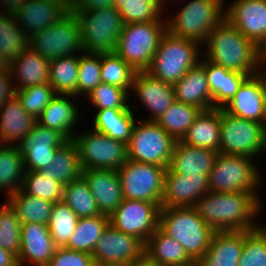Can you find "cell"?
<instances>
[{"label":"cell","instance_id":"1","mask_svg":"<svg viewBox=\"0 0 266 266\" xmlns=\"http://www.w3.org/2000/svg\"><path fill=\"white\" fill-rule=\"evenodd\" d=\"M258 193L207 192L193 207L214 232L252 231L262 225V221L256 222L263 210Z\"/></svg>","mask_w":266,"mask_h":266},{"label":"cell","instance_id":"2","mask_svg":"<svg viewBox=\"0 0 266 266\" xmlns=\"http://www.w3.org/2000/svg\"><path fill=\"white\" fill-rule=\"evenodd\" d=\"M203 58L225 69L255 75L261 62V48L245 37L225 18L208 35Z\"/></svg>","mask_w":266,"mask_h":266},{"label":"cell","instance_id":"3","mask_svg":"<svg viewBox=\"0 0 266 266\" xmlns=\"http://www.w3.org/2000/svg\"><path fill=\"white\" fill-rule=\"evenodd\" d=\"M159 228L178 241L194 262L206 254L214 233L193 206L161 208Z\"/></svg>","mask_w":266,"mask_h":266},{"label":"cell","instance_id":"4","mask_svg":"<svg viewBox=\"0 0 266 266\" xmlns=\"http://www.w3.org/2000/svg\"><path fill=\"white\" fill-rule=\"evenodd\" d=\"M200 46L196 41L175 37L166 31L146 72L173 85L200 62L204 50Z\"/></svg>","mask_w":266,"mask_h":266},{"label":"cell","instance_id":"5","mask_svg":"<svg viewBox=\"0 0 266 266\" xmlns=\"http://www.w3.org/2000/svg\"><path fill=\"white\" fill-rule=\"evenodd\" d=\"M225 0H190L166 20L169 34L196 41L201 46L211 30L225 18ZM224 4V5H223Z\"/></svg>","mask_w":266,"mask_h":266},{"label":"cell","instance_id":"6","mask_svg":"<svg viewBox=\"0 0 266 266\" xmlns=\"http://www.w3.org/2000/svg\"><path fill=\"white\" fill-rule=\"evenodd\" d=\"M165 21L126 23L115 52L136 72L146 71L167 31Z\"/></svg>","mask_w":266,"mask_h":266},{"label":"cell","instance_id":"7","mask_svg":"<svg viewBox=\"0 0 266 266\" xmlns=\"http://www.w3.org/2000/svg\"><path fill=\"white\" fill-rule=\"evenodd\" d=\"M81 25L82 45L85 52H115L124 21L114 7L95 10H71Z\"/></svg>","mask_w":266,"mask_h":266},{"label":"cell","instance_id":"8","mask_svg":"<svg viewBox=\"0 0 266 266\" xmlns=\"http://www.w3.org/2000/svg\"><path fill=\"white\" fill-rule=\"evenodd\" d=\"M255 160L244 155L218 153L208 175L210 192H258L262 176Z\"/></svg>","mask_w":266,"mask_h":266},{"label":"cell","instance_id":"9","mask_svg":"<svg viewBox=\"0 0 266 266\" xmlns=\"http://www.w3.org/2000/svg\"><path fill=\"white\" fill-rule=\"evenodd\" d=\"M29 47L48 62L84 53L81 25L77 16L70 11L59 22L32 34L29 37Z\"/></svg>","mask_w":266,"mask_h":266},{"label":"cell","instance_id":"10","mask_svg":"<svg viewBox=\"0 0 266 266\" xmlns=\"http://www.w3.org/2000/svg\"><path fill=\"white\" fill-rule=\"evenodd\" d=\"M175 143L155 121L136 120L127 144L128 160L168 168Z\"/></svg>","mask_w":266,"mask_h":266},{"label":"cell","instance_id":"11","mask_svg":"<svg viewBox=\"0 0 266 266\" xmlns=\"http://www.w3.org/2000/svg\"><path fill=\"white\" fill-rule=\"evenodd\" d=\"M82 169L118 170L128 160L127 144L95 130L74 136Z\"/></svg>","mask_w":266,"mask_h":266},{"label":"cell","instance_id":"12","mask_svg":"<svg viewBox=\"0 0 266 266\" xmlns=\"http://www.w3.org/2000/svg\"><path fill=\"white\" fill-rule=\"evenodd\" d=\"M221 138L219 153L244 155L253 159L262 155L263 124L234 116L220 108Z\"/></svg>","mask_w":266,"mask_h":266},{"label":"cell","instance_id":"13","mask_svg":"<svg viewBox=\"0 0 266 266\" xmlns=\"http://www.w3.org/2000/svg\"><path fill=\"white\" fill-rule=\"evenodd\" d=\"M167 168L127 160L117 170L124 199L158 203L164 193V177Z\"/></svg>","mask_w":266,"mask_h":266},{"label":"cell","instance_id":"14","mask_svg":"<svg viewBox=\"0 0 266 266\" xmlns=\"http://www.w3.org/2000/svg\"><path fill=\"white\" fill-rule=\"evenodd\" d=\"M160 205L154 202L123 199L109 216V224L125 234L140 239L144 244L159 227Z\"/></svg>","mask_w":266,"mask_h":266},{"label":"cell","instance_id":"15","mask_svg":"<svg viewBox=\"0 0 266 266\" xmlns=\"http://www.w3.org/2000/svg\"><path fill=\"white\" fill-rule=\"evenodd\" d=\"M145 244L110 224L105 228L92 253L95 266H126L144 254Z\"/></svg>","mask_w":266,"mask_h":266},{"label":"cell","instance_id":"16","mask_svg":"<svg viewBox=\"0 0 266 266\" xmlns=\"http://www.w3.org/2000/svg\"><path fill=\"white\" fill-rule=\"evenodd\" d=\"M68 140L58 131L35 123L33 129L16 144L26 171H39L51 163L56 151Z\"/></svg>","mask_w":266,"mask_h":266},{"label":"cell","instance_id":"17","mask_svg":"<svg viewBox=\"0 0 266 266\" xmlns=\"http://www.w3.org/2000/svg\"><path fill=\"white\" fill-rule=\"evenodd\" d=\"M228 6L225 19L262 49L266 44V0H234Z\"/></svg>","mask_w":266,"mask_h":266},{"label":"cell","instance_id":"18","mask_svg":"<svg viewBox=\"0 0 266 266\" xmlns=\"http://www.w3.org/2000/svg\"><path fill=\"white\" fill-rule=\"evenodd\" d=\"M207 192H210L207 175H181L168 167L161 208L192 207Z\"/></svg>","mask_w":266,"mask_h":266},{"label":"cell","instance_id":"19","mask_svg":"<svg viewBox=\"0 0 266 266\" xmlns=\"http://www.w3.org/2000/svg\"><path fill=\"white\" fill-rule=\"evenodd\" d=\"M48 225L21 224V247L17 256L19 266H47L56 250Z\"/></svg>","mask_w":266,"mask_h":266},{"label":"cell","instance_id":"20","mask_svg":"<svg viewBox=\"0 0 266 266\" xmlns=\"http://www.w3.org/2000/svg\"><path fill=\"white\" fill-rule=\"evenodd\" d=\"M133 90L137 95L135 97L150 113L146 121H156L175 101L173 86L146 71L136 72L131 92Z\"/></svg>","mask_w":266,"mask_h":266},{"label":"cell","instance_id":"21","mask_svg":"<svg viewBox=\"0 0 266 266\" xmlns=\"http://www.w3.org/2000/svg\"><path fill=\"white\" fill-rule=\"evenodd\" d=\"M70 11L71 9L59 0H28L14 17L18 26L30 37L59 22Z\"/></svg>","mask_w":266,"mask_h":266},{"label":"cell","instance_id":"22","mask_svg":"<svg viewBox=\"0 0 266 266\" xmlns=\"http://www.w3.org/2000/svg\"><path fill=\"white\" fill-rule=\"evenodd\" d=\"M82 177L87 182L101 214L110 216L124 199L117 171L85 169Z\"/></svg>","mask_w":266,"mask_h":266},{"label":"cell","instance_id":"23","mask_svg":"<svg viewBox=\"0 0 266 266\" xmlns=\"http://www.w3.org/2000/svg\"><path fill=\"white\" fill-rule=\"evenodd\" d=\"M227 113L250 121L264 124V96L260 78L257 74L249 76L235 96L222 107Z\"/></svg>","mask_w":266,"mask_h":266},{"label":"cell","instance_id":"24","mask_svg":"<svg viewBox=\"0 0 266 266\" xmlns=\"http://www.w3.org/2000/svg\"><path fill=\"white\" fill-rule=\"evenodd\" d=\"M75 98L77 101L75 95L56 94L37 118V123L58 131L68 141L73 140L76 134L74 129H77L75 127L81 118Z\"/></svg>","mask_w":266,"mask_h":266},{"label":"cell","instance_id":"25","mask_svg":"<svg viewBox=\"0 0 266 266\" xmlns=\"http://www.w3.org/2000/svg\"><path fill=\"white\" fill-rule=\"evenodd\" d=\"M175 101L191 104L202 111L213 109L211 90L205 71V59L190 68L188 72L172 85Z\"/></svg>","mask_w":266,"mask_h":266},{"label":"cell","instance_id":"26","mask_svg":"<svg viewBox=\"0 0 266 266\" xmlns=\"http://www.w3.org/2000/svg\"><path fill=\"white\" fill-rule=\"evenodd\" d=\"M37 119L25 111L16 95L0 107V144H18L34 127Z\"/></svg>","mask_w":266,"mask_h":266},{"label":"cell","instance_id":"27","mask_svg":"<svg viewBox=\"0 0 266 266\" xmlns=\"http://www.w3.org/2000/svg\"><path fill=\"white\" fill-rule=\"evenodd\" d=\"M9 69L12 79L17 80L15 90L49 83V62L30 47L10 62Z\"/></svg>","mask_w":266,"mask_h":266},{"label":"cell","instance_id":"28","mask_svg":"<svg viewBox=\"0 0 266 266\" xmlns=\"http://www.w3.org/2000/svg\"><path fill=\"white\" fill-rule=\"evenodd\" d=\"M218 152L176 141L169 168L181 175H209Z\"/></svg>","mask_w":266,"mask_h":266},{"label":"cell","instance_id":"29","mask_svg":"<svg viewBox=\"0 0 266 266\" xmlns=\"http://www.w3.org/2000/svg\"><path fill=\"white\" fill-rule=\"evenodd\" d=\"M220 131V108H213L201 111L180 141L193 147L207 148L219 153Z\"/></svg>","mask_w":266,"mask_h":266},{"label":"cell","instance_id":"30","mask_svg":"<svg viewBox=\"0 0 266 266\" xmlns=\"http://www.w3.org/2000/svg\"><path fill=\"white\" fill-rule=\"evenodd\" d=\"M205 71L211 90L213 108L225 106L249 75L225 69L205 59Z\"/></svg>","mask_w":266,"mask_h":266},{"label":"cell","instance_id":"31","mask_svg":"<svg viewBox=\"0 0 266 266\" xmlns=\"http://www.w3.org/2000/svg\"><path fill=\"white\" fill-rule=\"evenodd\" d=\"M144 253L160 266H185L194 262L185 248L159 227L146 241Z\"/></svg>","mask_w":266,"mask_h":266},{"label":"cell","instance_id":"32","mask_svg":"<svg viewBox=\"0 0 266 266\" xmlns=\"http://www.w3.org/2000/svg\"><path fill=\"white\" fill-rule=\"evenodd\" d=\"M82 171L78 147L73 140L60 147L51 163L39 170L42 176L50 177L63 186L79 179Z\"/></svg>","mask_w":266,"mask_h":266},{"label":"cell","instance_id":"33","mask_svg":"<svg viewBox=\"0 0 266 266\" xmlns=\"http://www.w3.org/2000/svg\"><path fill=\"white\" fill-rule=\"evenodd\" d=\"M127 109H102L94 113L92 130L128 144L136 122L134 111Z\"/></svg>","mask_w":266,"mask_h":266},{"label":"cell","instance_id":"34","mask_svg":"<svg viewBox=\"0 0 266 266\" xmlns=\"http://www.w3.org/2000/svg\"><path fill=\"white\" fill-rule=\"evenodd\" d=\"M244 247V231H216L206 254L199 261L238 264Z\"/></svg>","mask_w":266,"mask_h":266},{"label":"cell","instance_id":"35","mask_svg":"<svg viewBox=\"0 0 266 266\" xmlns=\"http://www.w3.org/2000/svg\"><path fill=\"white\" fill-rule=\"evenodd\" d=\"M21 224L41 223L48 225L54 203L24 193L21 189L6 197Z\"/></svg>","mask_w":266,"mask_h":266},{"label":"cell","instance_id":"36","mask_svg":"<svg viewBox=\"0 0 266 266\" xmlns=\"http://www.w3.org/2000/svg\"><path fill=\"white\" fill-rule=\"evenodd\" d=\"M23 156L16 145L0 144V192L10 196L21 189L25 176Z\"/></svg>","mask_w":266,"mask_h":266},{"label":"cell","instance_id":"37","mask_svg":"<svg viewBox=\"0 0 266 266\" xmlns=\"http://www.w3.org/2000/svg\"><path fill=\"white\" fill-rule=\"evenodd\" d=\"M108 225L109 216L103 214L94 217L79 218L75 231L65 248L92 255L97 241Z\"/></svg>","mask_w":266,"mask_h":266},{"label":"cell","instance_id":"38","mask_svg":"<svg viewBox=\"0 0 266 266\" xmlns=\"http://www.w3.org/2000/svg\"><path fill=\"white\" fill-rule=\"evenodd\" d=\"M79 56L61 57L49 62V84L56 94L75 95L77 97V80Z\"/></svg>","mask_w":266,"mask_h":266},{"label":"cell","instance_id":"39","mask_svg":"<svg viewBox=\"0 0 266 266\" xmlns=\"http://www.w3.org/2000/svg\"><path fill=\"white\" fill-rule=\"evenodd\" d=\"M201 111L194 105L174 101L155 122L178 141L184 137Z\"/></svg>","mask_w":266,"mask_h":266},{"label":"cell","instance_id":"40","mask_svg":"<svg viewBox=\"0 0 266 266\" xmlns=\"http://www.w3.org/2000/svg\"><path fill=\"white\" fill-rule=\"evenodd\" d=\"M62 201L79 218L102 215L87 182L82 176L63 187Z\"/></svg>","mask_w":266,"mask_h":266},{"label":"cell","instance_id":"41","mask_svg":"<svg viewBox=\"0 0 266 266\" xmlns=\"http://www.w3.org/2000/svg\"><path fill=\"white\" fill-rule=\"evenodd\" d=\"M29 47V36L13 15L0 13V53L10 63Z\"/></svg>","mask_w":266,"mask_h":266},{"label":"cell","instance_id":"42","mask_svg":"<svg viewBox=\"0 0 266 266\" xmlns=\"http://www.w3.org/2000/svg\"><path fill=\"white\" fill-rule=\"evenodd\" d=\"M136 71L116 52L101 53V82L131 93Z\"/></svg>","mask_w":266,"mask_h":266},{"label":"cell","instance_id":"43","mask_svg":"<svg viewBox=\"0 0 266 266\" xmlns=\"http://www.w3.org/2000/svg\"><path fill=\"white\" fill-rule=\"evenodd\" d=\"M79 217L63 201L54 203L48 223V230L53 239L54 245L65 247L73 235Z\"/></svg>","mask_w":266,"mask_h":266},{"label":"cell","instance_id":"44","mask_svg":"<svg viewBox=\"0 0 266 266\" xmlns=\"http://www.w3.org/2000/svg\"><path fill=\"white\" fill-rule=\"evenodd\" d=\"M124 23L159 21L162 10L159 0H114Z\"/></svg>","mask_w":266,"mask_h":266},{"label":"cell","instance_id":"45","mask_svg":"<svg viewBox=\"0 0 266 266\" xmlns=\"http://www.w3.org/2000/svg\"><path fill=\"white\" fill-rule=\"evenodd\" d=\"M63 185L39 171H26L21 190L29 195L48 200L52 203L62 201Z\"/></svg>","mask_w":266,"mask_h":266},{"label":"cell","instance_id":"46","mask_svg":"<svg viewBox=\"0 0 266 266\" xmlns=\"http://www.w3.org/2000/svg\"><path fill=\"white\" fill-rule=\"evenodd\" d=\"M0 247L16 256L21 247V223L7 201L0 205Z\"/></svg>","mask_w":266,"mask_h":266},{"label":"cell","instance_id":"47","mask_svg":"<svg viewBox=\"0 0 266 266\" xmlns=\"http://www.w3.org/2000/svg\"><path fill=\"white\" fill-rule=\"evenodd\" d=\"M101 83V53L79 54L77 97L87 96Z\"/></svg>","mask_w":266,"mask_h":266},{"label":"cell","instance_id":"48","mask_svg":"<svg viewBox=\"0 0 266 266\" xmlns=\"http://www.w3.org/2000/svg\"><path fill=\"white\" fill-rule=\"evenodd\" d=\"M237 266H266V224L244 231V247Z\"/></svg>","mask_w":266,"mask_h":266},{"label":"cell","instance_id":"49","mask_svg":"<svg viewBox=\"0 0 266 266\" xmlns=\"http://www.w3.org/2000/svg\"><path fill=\"white\" fill-rule=\"evenodd\" d=\"M130 95L125 89L101 82L85 97L96 110L127 109Z\"/></svg>","mask_w":266,"mask_h":266},{"label":"cell","instance_id":"50","mask_svg":"<svg viewBox=\"0 0 266 266\" xmlns=\"http://www.w3.org/2000/svg\"><path fill=\"white\" fill-rule=\"evenodd\" d=\"M15 95L20 100L25 111L37 119L56 96V93L50 84L47 83L15 90Z\"/></svg>","mask_w":266,"mask_h":266},{"label":"cell","instance_id":"51","mask_svg":"<svg viewBox=\"0 0 266 266\" xmlns=\"http://www.w3.org/2000/svg\"><path fill=\"white\" fill-rule=\"evenodd\" d=\"M47 266H95V264L89 253L58 247Z\"/></svg>","mask_w":266,"mask_h":266},{"label":"cell","instance_id":"52","mask_svg":"<svg viewBox=\"0 0 266 266\" xmlns=\"http://www.w3.org/2000/svg\"><path fill=\"white\" fill-rule=\"evenodd\" d=\"M15 95L10 69L0 71V107Z\"/></svg>","mask_w":266,"mask_h":266},{"label":"cell","instance_id":"53","mask_svg":"<svg viewBox=\"0 0 266 266\" xmlns=\"http://www.w3.org/2000/svg\"><path fill=\"white\" fill-rule=\"evenodd\" d=\"M114 0H76L71 10H95L114 6Z\"/></svg>","mask_w":266,"mask_h":266},{"label":"cell","instance_id":"54","mask_svg":"<svg viewBox=\"0 0 266 266\" xmlns=\"http://www.w3.org/2000/svg\"><path fill=\"white\" fill-rule=\"evenodd\" d=\"M28 0H0V3L2 5V8L4 7V10H1V14H8V15H15L18 11V9L27 2Z\"/></svg>","mask_w":266,"mask_h":266},{"label":"cell","instance_id":"55","mask_svg":"<svg viewBox=\"0 0 266 266\" xmlns=\"http://www.w3.org/2000/svg\"><path fill=\"white\" fill-rule=\"evenodd\" d=\"M0 266H19L17 256L0 247Z\"/></svg>","mask_w":266,"mask_h":266},{"label":"cell","instance_id":"56","mask_svg":"<svg viewBox=\"0 0 266 266\" xmlns=\"http://www.w3.org/2000/svg\"><path fill=\"white\" fill-rule=\"evenodd\" d=\"M262 69V70H261ZM261 81L264 96V111L266 115V59H261L258 71L256 73Z\"/></svg>","mask_w":266,"mask_h":266},{"label":"cell","instance_id":"57","mask_svg":"<svg viewBox=\"0 0 266 266\" xmlns=\"http://www.w3.org/2000/svg\"><path fill=\"white\" fill-rule=\"evenodd\" d=\"M126 266H160L157 262L150 259L145 253L138 259L128 263Z\"/></svg>","mask_w":266,"mask_h":266},{"label":"cell","instance_id":"58","mask_svg":"<svg viewBox=\"0 0 266 266\" xmlns=\"http://www.w3.org/2000/svg\"><path fill=\"white\" fill-rule=\"evenodd\" d=\"M199 266H237L238 264L214 263V261H198Z\"/></svg>","mask_w":266,"mask_h":266},{"label":"cell","instance_id":"59","mask_svg":"<svg viewBox=\"0 0 266 266\" xmlns=\"http://www.w3.org/2000/svg\"><path fill=\"white\" fill-rule=\"evenodd\" d=\"M9 62L6 58L0 53V71L9 69Z\"/></svg>","mask_w":266,"mask_h":266},{"label":"cell","instance_id":"60","mask_svg":"<svg viewBox=\"0 0 266 266\" xmlns=\"http://www.w3.org/2000/svg\"><path fill=\"white\" fill-rule=\"evenodd\" d=\"M266 153V122L263 124V148L262 153Z\"/></svg>","mask_w":266,"mask_h":266},{"label":"cell","instance_id":"61","mask_svg":"<svg viewBox=\"0 0 266 266\" xmlns=\"http://www.w3.org/2000/svg\"><path fill=\"white\" fill-rule=\"evenodd\" d=\"M172 1L174 2L177 0H159L162 12L166 9V7H168L166 5H168L170 2L173 3ZM164 7H165V9H164Z\"/></svg>","mask_w":266,"mask_h":266},{"label":"cell","instance_id":"62","mask_svg":"<svg viewBox=\"0 0 266 266\" xmlns=\"http://www.w3.org/2000/svg\"><path fill=\"white\" fill-rule=\"evenodd\" d=\"M62 1L64 4H66L70 9L73 7L75 4L76 0H59Z\"/></svg>","mask_w":266,"mask_h":266},{"label":"cell","instance_id":"63","mask_svg":"<svg viewBox=\"0 0 266 266\" xmlns=\"http://www.w3.org/2000/svg\"><path fill=\"white\" fill-rule=\"evenodd\" d=\"M261 59H266V44L261 49Z\"/></svg>","mask_w":266,"mask_h":266},{"label":"cell","instance_id":"64","mask_svg":"<svg viewBox=\"0 0 266 266\" xmlns=\"http://www.w3.org/2000/svg\"><path fill=\"white\" fill-rule=\"evenodd\" d=\"M185 266H199L197 262H192L191 264L185 265Z\"/></svg>","mask_w":266,"mask_h":266}]
</instances>
